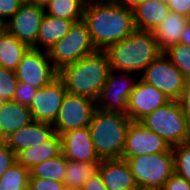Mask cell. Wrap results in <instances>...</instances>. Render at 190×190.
Segmentation results:
<instances>
[{
	"instance_id": "26",
	"label": "cell",
	"mask_w": 190,
	"mask_h": 190,
	"mask_svg": "<svg viewBox=\"0 0 190 190\" xmlns=\"http://www.w3.org/2000/svg\"><path fill=\"white\" fill-rule=\"evenodd\" d=\"M85 0H51L44 8L45 14L77 22L83 19Z\"/></svg>"
},
{
	"instance_id": "11",
	"label": "cell",
	"mask_w": 190,
	"mask_h": 190,
	"mask_svg": "<svg viewBox=\"0 0 190 190\" xmlns=\"http://www.w3.org/2000/svg\"><path fill=\"white\" fill-rule=\"evenodd\" d=\"M15 73L19 82L27 83L37 89H41L58 77V71L51 63L47 51L32 47L23 55Z\"/></svg>"
},
{
	"instance_id": "18",
	"label": "cell",
	"mask_w": 190,
	"mask_h": 190,
	"mask_svg": "<svg viewBox=\"0 0 190 190\" xmlns=\"http://www.w3.org/2000/svg\"><path fill=\"white\" fill-rule=\"evenodd\" d=\"M99 173L107 190H135L138 187L126 160H102Z\"/></svg>"
},
{
	"instance_id": "32",
	"label": "cell",
	"mask_w": 190,
	"mask_h": 190,
	"mask_svg": "<svg viewBox=\"0 0 190 190\" xmlns=\"http://www.w3.org/2000/svg\"><path fill=\"white\" fill-rule=\"evenodd\" d=\"M38 89L27 83L18 82L13 101L21 105L30 106Z\"/></svg>"
},
{
	"instance_id": "28",
	"label": "cell",
	"mask_w": 190,
	"mask_h": 190,
	"mask_svg": "<svg viewBox=\"0 0 190 190\" xmlns=\"http://www.w3.org/2000/svg\"><path fill=\"white\" fill-rule=\"evenodd\" d=\"M29 169L17 161L0 176V190H28Z\"/></svg>"
},
{
	"instance_id": "25",
	"label": "cell",
	"mask_w": 190,
	"mask_h": 190,
	"mask_svg": "<svg viewBox=\"0 0 190 190\" xmlns=\"http://www.w3.org/2000/svg\"><path fill=\"white\" fill-rule=\"evenodd\" d=\"M101 162H76L67 160L64 185L67 189L81 190L84 183L97 172Z\"/></svg>"
},
{
	"instance_id": "23",
	"label": "cell",
	"mask_w": 190,
	"mask_h": 190,
	"mask_svg": "<svg viewBox=\"0 0 190 190\" xmlns=\"http://www.w3.org/2000/svg\"><path fill=\"white\" fill-rule=\"evenodd\" d=\"M62 153L61 135L55 134L49 141L32 148H26L16 154V161L29 170L41 162Z\"/></svg>"
},
{
	"instance_id": "8",
	"label": "cell",
	"mask_w": 190,
	"mask_h": 190,
	"mask_svg": "<svg viewBox=\"0 0 190 190\" xmlns=\"http://www.w3.org/2000/svg\"><path fill=\"white\" fill-rule=\"evenodd\" d=\"M139 78L163 92L169 100L176 101L181 97L186 81L163 53L146 67Z\"/></svg>"
},
{
	"instance_id": "37",
	"label": "cell",
	"mask_w": 190,
	"mask_h": 190,
	"mask_svg": "<svg viewBox=\"0 0 190 190\" xmlns=\"http://www.w3.org/2000/svg\"><path fill=\"white\" fill-rule=\"evenodd\" d=\"M178 101L181 105L184 116L190 125V79L185 81L181 97Z\"/></svg>"
},
{
	"instance_id": "27",
	"label": "cell",
	"mask_w": 190,
	"mask_h": 190,
	"mask_svg": "<svg viewBox=\"0 0 190 190\" xmlns=\"http://www.w3.org/2000/svg\"><path fill=\"white\" fill-rule=\"evenodd\" d=\"M67 160L63 153L45 160L33 166L30 170L29 178H43L63 183L65 178Z\"/></svg>"
},
{
	"instance_id": "35",
	"label": "cell",
	"mask_w": 190,
	"mask_h": 190,
	"mask_svg": "<svg viewBox=\"0 0 190 190\" xmlns=\"http://www.w3.org/2000/svg\"><path fill=\"white\" fill-rule=\"evenodd\" d=\"M16 162V155L0 140V176Z\"/></svg>"
},
{
	"instance_id": "17",
	"label": "cell",
	"mask_w": 190,
	"mask_h": 190,
	"mask_svg": "<svg viewBox=\"0 0 190 190\" xmlns=\"http://www.w3.org/2000/svg\"><path fill=\"white\" fill-rule=\"evenodd\" d=\"M55 134V129L51 123L33 121L29 125L11 133L4 139V142L16 155L23 149L46 143Z\"/></svg>"
},
{
	"instance_id": "22",
	"label": "cell",
	"mask_w": 190,
	"mask_h": 190,
	"mask_svg": "<svg viewBox=\"0 0 190 190\" xmlns=\"http://www.w3.org/2000/svg\"><path fill=\"white\" fill-rule=\"evenodd\" d=\"M73 24V21L57 18L45 14L41 25L36 44L32 47L39 50L48 51L56 42L62 39Z\"/></svg>"
},
{
	"instance_id": "21",
	"label": "cell",
	"mask_w": 190,
	"mask_h": 190,
	"mask_svg": "<svg viewBox=\"0 0 190 190\" xmlns=\"http://www.w3.org/2000/svg\"><path fill=\"white\" fill-rule=\"evenodd\" d=\"M189 20L185 16L170 11L155 28L153 34L162 53L172 45L180 42V35L183 33Z\"/></svg>"
},
{
	"instance_id": "48",
	"label": "cell",
	"mask_w": 190,
	"mask_h": 190,
	"mask_svg": "<svg viewBox=\"0 0 190 190\" xmlns=\"http://www.w3.org/2000/svg\"><path fill=\"white\" fill-rule=\"evenodd\" d=\"M159 1H162V2H165V3H167L169 0H159Z\"/></svg>"
},
{
	"instance_id": "7",
	"label": "cell",
	"mask_w": 190,
	"mask_h": 190,
	"mask_svg": "<svg viewBox=\"0 0 190 190\" xmlns=\"http://www.w3.org/2000/svg\"><path fill=\"white\" fill-rule=\"evenodd\" d=\"M128 163L136 184L140 187L163 189L167 180L175 172L172 148L163 153L144 154L131 158H121Z\"/></svg>"
},
{
	"instance_id": "40",
	"label": "cell",
	"mask_w": 190,
	"mask_h": 190,
	"mask_svg": "<svg viewBox=\"0 0 190 190\" xmlns=\"http://www.w3.org/2000/svg\"><path fill=\"white\" fill-rule=\"evenodd\" d=\"M118 5L134 10L138 5L142 4L146 0H114Z\"/></svg>"
},
{
	"instance_id": "19",
	"label": "cell",
	"mask_w": 190,
	"mask_h": 190,
	"mask_svg": "<svg viewBox=\"0 0 190 190\" xmlns=\"http://www.w3.org/2000/svg\"><path fill=\"white\" fill-rule=\"evenodd\" d=\"M33 121L29 106L15 101H4L0 106V140Z\"/></svg>"
},
{
	"instance_id": "33",
	"label": "cell",
	"mask_w": 190,
	"mask_h": 190,
	"mask_svg": "<svg viewBox=\"0 0 190 190\" xmlns=\"http://www.w3.org/2000/svg\"><path fill=\"white\" fill-rule=\"evenodd\" d=\"M64 183L43 179V178H29L28 190H65Z\"/></svg>"
},
{
	"instance_id": "29",
	"label": "cell",
	"mask_w": 190,
	"mask_h": 190,
	"mask_svg": "<svg viewBox=\"0 0 190 190\" xmlns=\"http://www.w3.org/2000/svg\"><path fill=\"white\" fill-rule=\"evenodd\" d=\"M163 54L176 66L186 80L190 79V46L179 42L169 47Z\"/></svg>"
},
{
	"instance_id": "39",
	"label": "cell",
	"mask_w": 190,
	"mask_h": 190,
	"mask_svg": "<svg viewBox=\"0 0 190 190\" xmlns=\"http://www.w3.org/2000/svg\"><path fill=\"white\" fill-rule=\"evenodd\" d=\"M81 190H107L99 172L91 176Z\"/></svg>"
},
{
	"instance_id": "14",
	"label": "cell",
	"mask_w": 190,
	"mask_h": 190,
	"mask_svg": "<svg viewBox=\"0 0 190 190\" xmlns=\"http://www.w3.org/2000/svg\"><path fill=\"white\" fill-rule=\"evenodd\" d=\"M66 93L65 85L59 77L38 89L29 106L33 120L53 124Z\"/></svg>"
},
{
	"instance_id": "6",
	"label": "cell",
	"mask_w": 190,
	"mask_h": 190,
	"mask_svg": "<svg viewBox=\"0 0 190 190\" xmlns=\"http://www.w3.org/2000/svg\"><path fill=\"white\" fill-rule=\"evenodd\" d=\"M96 51L98 50L92 42L87 23L82 19L73 22L69 32L56 42L47 53L54 68L59 72L65 66Z\"/></svg>"
},
{
	"instance_id": "45",
	"label": "cell",
	"mask_w": 190,
	"mask_h": 190,
	"mask_svg": "<svg viewBox=\"0 0 190 190\" xmlns=\"http://www.w3.org/2000/svg\"><path fill=\"white\" fill-rule=\"evenodd\" d=\"M4 25L0 22V33L3 31Z\"/></svg>"
},
{
	"instance_id": "30",
	"label": "cell",
	"mask_w": 190,
	"mask_h": 190,
	"mask_svg": "<svg viewBox=\"0 0 190 190\" xmlns=\"http://www.w3.org/2000/svg\"><path fill=\"white\" fill-rule=\"evenodd\" d=\"M175 173L190 183V143H182L172 147Z\"/></svg>"
},
{
	"instance_id": "3",
	"label": "cell",
	"mask_w": 190,
	"mask_h": 190,
	"mask_svg": "<svg viewBox=\"0 0 190 190\" xmlns=\"http://www.w3.org/2000/svg\"><path fill=\"white\" fill-rule=\"evenodd\" d=\"M111 68L104 51L83 57L58 72L68 93L97 100Z\"/></svg>"
},
{
	"instance_id": "4",
	"label": "cell",
	"mask_w": 190,
	"mask_h": 190,
	"mask_svg": "<svg viewBox=\"0 0 190 190\" xmlns=\"http://www.w3.org/2000/svg\"><path fill=\"white\" fill-rule=\"evenodd\" d=\"M130 123L126 114L96 108L88 127L100 160L121 159Z\"/></svg>"
},
{
	"instance_id": "20",
	"label": "cell",
	"mask_w": 190,
	"mask_h": 190,
	"mask_svg": "<svg viewBox=\"0 0 190 190\" xmlns=\"http://www.w3.org/2000/svg\"><path fill=\"white\" fill-rule=\"evenodd\" d=\"M169 12L167 3L159 0H146L133 10L136 30L153 32Z\"/></svg>"
},
{
	"instance_id": "2",
	"label": "cell",
	"mask_w": 190,
	"mask_h": 190,
	"mask_svg": "<svg viewBox=\"0 0 190 190\" xmlns=\"http://www.w3.org/2000/svg\"><path fill=\"white\" fill-rule=\"evenodd\" d=\"M104 52L110 68L118 72H142L162 52L153 32L135 30L123 40L111 44Z\"/></svg>"
},
{
	"instance_id": "12",
	"label": "cell",
	"mask_w": 190,
	"mask_h": 190,
	"mask_svg": "<svg viewBox=\"0 0 190 190\" xmlns=\"http://www.w3.org/2000/svg\"><path fill=\"white\" fill-rule=\"evenodd\" d=\"M172 147L139 121H131L121 158L167 152Z\"/></svg>"
},
{
	"instance_id": "13",
	"label": "cell",
	"mask_w": 190,
	"mask_h": 190,
	"mask_svg": "<svg viewBox=\"0 0 190 190\" xmlns=\"http://www.w3.org/2000/svg\"><path fill=\"white\" fill-rule=\"evenodd\" d=\"M45 15L43 7L22 4L14 16L4 25V29L29 47L37 42L39 27Z\"/></svg>"
},
{
	"instance_id": "24",
	"label": "cell",
	"mask_w": 190,
	"mask_h": 190,
	"mask_svg": "<svg viewBox=\"0 0 190 190\" xmlns=\"http://www.w3.org/2000/svg\"><path fill=\"white\" fill-rule=\"evenodd\" d=\"M29 48L3 29L0 33V67L15 71Z\"/></svg>"
},
{
	"instance_id": "43",
	"label": "cell",
	"mask_w": 190,
	"mask_h": 190,
	"mask_svg": "<svg viewBox=\"0 0 190 190\" xmlns=\"http://www.w3.org/2000/svg\"><path fill=\"white\" fill-rule=\"evenodd\" d=\"M135 190H161L158 188H150V187H140L138 186Z\"/></svg>"
},
{
	"instance_id": "46",
	"label": "cell",
	"mask_w": 190,
	"mask_h": 190,
	"mask_svg": "<svg viewBox=\"0 0 190 190\" xmlns=\"http://www.w3.org/2000/svg\"><path fill=\"white\" fill-rule=\"evenodd\" d=\"M86 2H90V1H103V0H85Z\"/></svg>"
},
{
	"instance_id": "47",
	"label": "cell",
	"mask_w": 190,
	"mask_h": 190,
	"mask_svg": "<svg viewBox=\"0 0 190 190\" xmlns=\"http://www.w3.org/2000/svg\"><path fill=\"white\" fill-rule=\"evenodd\" d=\"M4 101L2 100V98L0 97V106H1V104L3 103Z\"/></svg>"
},
{
	"instance_id": "34",
	"label": "cell",
	"mask_w": 190,
	"mask_h": 190,
	"mask_svg": "<svg viewBox=\"0 0 190 190\" xmlns=\"http://www.w3.org/2000/svg\"><path fill=\"white\" fill-rule=\"evenodd\" d=\"M21 5L19 0H0V22L5 25Z\"/></svg>"
},
{
	"instance_id": "38",
	"label": "cell",
	"mask_w": 190,
	"mask_h": 190,
	"mask_svg": "<svg viewBox=\"0 0 190 190\" xmlns=\"http://www.w3.org/2000/svg\"><path fill=\"white\" fill-rule=\"evenodd\" d=\"M169 10L190 19V0H169Z\"/></svg>"
},
{
	"instance_id": "31",
	"label": "cell",
	"mask_w": 190,
	"mask_h": 190,
	"mask_svg": "<svg viewBox=\"0 0 190 190\" xmlns=\"http://www.w3.org/2000/svg\"><path fill=\"white\" fill-rule=\"evenodd\" d=\"M18 82L15 71L0 67V97L3 101H13Z\"/></svg>"
},
{
	"instance_id": "1",
	"label": "cell",
	"mask_w": 190,
	"mask_h": 190,
	"mask_svg": "<svg viewBox=\"0 0 190 190\" xmlns=\"http://www.w3.org/2000/svg\"><path fill=\"white\" fill-rule=\"evenodd\" d=\"M83 20L95 48L100 51L136 30L133 10L118 5L114 0L86 2Z\"/></svg>"
},
{
	"instance_id": "9",
	"label": "cell",
	"mask_w": 190,
	"mask_h": 190,
	"mask_svg": "<svg viewBox=\"0 0 190 190\" xmlns=\"http://www.w3.org/2000/svg\"><path fill=\"white\" fill-rule=\"evenodd\" d=\"M95 110V100L67 92L52 124L55 133L61 135L74 129L88 127Z\"/></svg>"
},
{
	"instance_id": "44",
	"label": "cell",
	"mask_w": 190,
	"mask_h": 190,
	"mask_svg": "<svg viewBox=\"0 0 190 190\" xmlns=\"http://www.w3.org/2000/svg\"><path fill=\"white\" fill-rule=\"evenodd\" d=\"M21 4H33V0H19Z\"/></svg>"
},
{
	"instance_id": "10",
	"label": "cell",
	"mask_w": 190,
	"mask_h": 190,
	"mask_svg": "<svg viewBox=\"0 0 190 190\" xmlns=\"http://www.w3.org/2000/svg\"><path fill=\"white\" fill-rule=\"evenodd\" d=\"M138 79L136 74L111 69L96 100V108L126 114L129 95Z\"/></svg>"
},
{
	"instance_id": "36",
	"label": "cell",
	"mask_w": 190,
	"mask_h": 190,
	"mask_svg": "<svg viewBox=\"0 0 190 190\" xmlns=\"http://www.w3.org/2000/svg\"><path fill=\"white\" fill-rule=\"evenodd\" d=\"M162 190H190V183L174 172Z\"/></svg>"
},
{
	"instance_id": "15",
	"label": "cell",
	"mask_w": 190,
	"mask_h": 190,
	"mask_svg": "<svg viewBox=\"0 0 190 190\" xmlns=\"http://www.w3.org/2000/svg\"><path fill=\"white\" fill-rule=\"evenodd\" d=\"M169 101L163 92L139 78L129 95L126 115L131 121H139Z\"/></svg>"
},
{
	"instance_id": "42",
	"label": "cell",
	"mask_w": 190,
	"mask_h": 190,
	"mask_svg": "<svg viewBox=\"0 0 190 190\" xmlns=\"http://www.w3.org/2000/svg\"><path fill=\"white\" fill-rule=\"evenodd\" d=\"M51 0H33V4L45 8Z\"/></svg>"
},
{
	"instance_id": "5",
	"label": "cell",
	"mask_w": 190,
	"mask_h": 190,
	"mask_svg": "<svg viewBox=\"0 0 190 190\" xmlns=\"http://www.w3.org/2000/svg\"><path fill=\"white\" fill-rule=\"evenodd\" d=\"M139 122L163 138L171 147L189 141L190 125L184 116L179 101L170 100L165 105L145 115Z\"/></svg>"
},
{
	"instance_id": "16",
	"label": "cell",
	"mask_w": 190,
	"mask_h": 190,
	"mask_svg": "<svg viewBox=\"0 0 190 190\" xmlns=\"http://www.w3.org/2000/svg\"><path fill=\"white\" fill-rule=\"evenodd\" d=\"M62 153L66 160L76 162H101L95 152L89 127L74 129L61 134Z\"/></svg>"
},
{
	"instance_id": "41",
	"label": "cell",
	"mask_w": 190,
	"mask_h": 190,
	"mask_svg": "<svg viewBox=\"0 0 190 190\" xmlns=\"http://www.w3.org/2000/svg\"><path fill=\"white\" fill-rule=\"evenodd\" d=\"M180 43L190 46V20L186 24L183 33L180 35Z\"/></svg>"
}]
</instances>
